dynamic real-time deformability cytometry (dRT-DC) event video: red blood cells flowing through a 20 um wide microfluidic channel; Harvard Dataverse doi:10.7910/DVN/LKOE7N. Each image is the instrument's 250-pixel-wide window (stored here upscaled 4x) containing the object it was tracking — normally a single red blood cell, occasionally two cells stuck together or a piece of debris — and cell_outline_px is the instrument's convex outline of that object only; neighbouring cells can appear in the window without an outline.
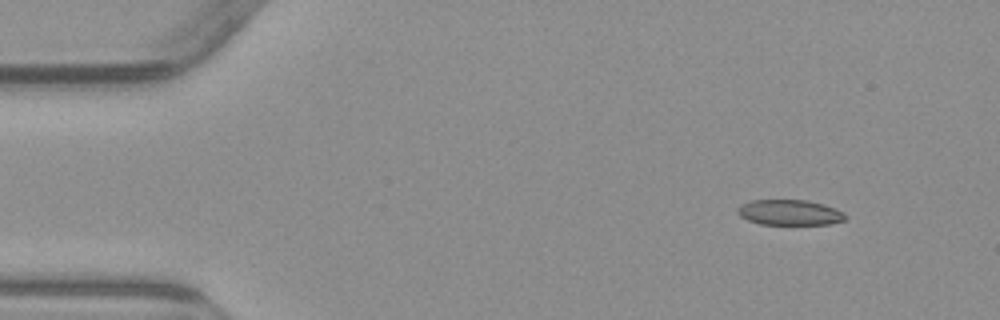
{"species": "common noctule bat (a hibernating species)", "species_latin": "Nyctalus noctula", "temperature_condition": "warm", "stored_images_in_passage": 5, "camera_frame_rate_fps": 3000, "um_per_image_px": 0.085, "animal": {"sex": "male", "body_mass_g": 23.1, "forearm_length_mm": 52.7}, "frame": {"image": 1, "passage_image": 1, "time_ms": 0.0, "image_size_px": [1000, 320], "cell_outline_px": [[848, 216], [844, 220], [828, 224], [760, 224], [748, 220], [740, 216], [736, 212], [736, 208], [740, 204], [752, 200], [808, 200], [824, 204], [844, 212]], "centroid_in_image_um": [67.1, 18.05], "position_along_channel_um": 17.9, "area_um2": 16.07}}
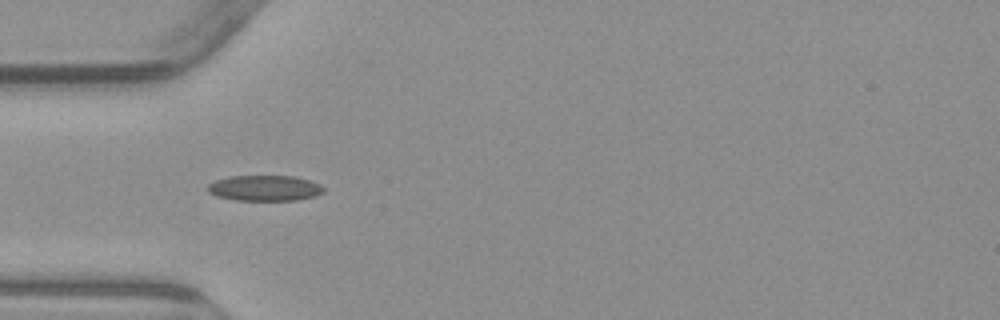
{"frame": {"image": 2, "passage_image": 4, "time_ms": 3.667, "image_size_px": [1000, 320], "cell_outline_px": [[324, 192], [312, 196], [296, 200], [236, 200], [216, 196], [208, 192], [208, 184], [216, 180], [228, 176], [296, 176], [320, 184], [324, 188]], "centroid_in_image_um": [22.48, 15.98], "position_along_channel_um": 62.5, "area_um2": 17.22}}
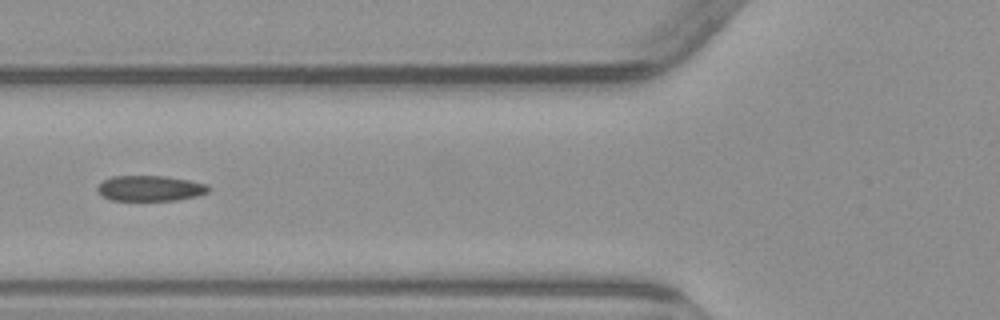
{"frame": {"image": 3, "passage_image": 5, "time_ms": 5.0, "image_size_px": [1000, 320], "cell_outline_px": [[212, 188], [208, 192], [196, 196], [176, 200], [112, 200], [104, 196], [96, 188], [104, 180], [112, 176], [164, 176], [188, 180], [208, 184]], "centroid_in_image_um": [12.81, 16.0], "position_along_channel_um": 113.0, "area_um2": 16.36}}